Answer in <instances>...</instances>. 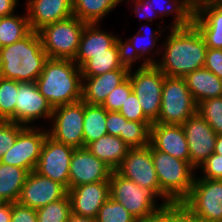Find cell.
I'll use <instances>...</instances> for the list:
<instances>
[{
	"label": "cell",
	"mask_w": 222,
	"mask_h": 222,
	"mask_svg": "<svg viewBox=\"0 0 222 222\" xmlns=\"http://www.w3.org/2000/svg\"><path fill=\"white\" fill-rule=\"evenodd\" d=\"M191 5L195 8L199 4L204 3V2H217V1H222V0H189Z\"/></svg>",
	"instance_id": "52"
},
{
	"label": "cell",
	"mask_w": 222,
	"mask_h": 222,
	"mask_svg": "<svg viewBox=\"0 0 222 222\" xmlns=\"http://www.w3.org/2000/svg\"><path fill=\"white\" fill-rule=\"evenodd\" d=\"M128 77L144 115L154 123L161 109L164 73L156 65H140L134 73L130 69Z\"/></svg>",
	"instance_id": "9"
},
{
	"label": "cell",
	"mask_w": 222,
	"mask_h": 222,
	"mask_svg": "<svg viewBox=\"0 0 222 222\" xmlns=\"http://www.w3.org/2000/svg\"><path fill=\"white\" fill-rule=\"evenodd\" d=\"M37 222H67L71 214L68 195L36 210Z\"/></svg>",
	"instance_id": "35"
},
{
	"label": "cell",
	"mask_w": 222,
	"mask_h": 222,
	"mask_svg": "<svg viewBox=\"0 0 222 222\" xmlns=\"http://www.w3.org/2000/svg\"><path fill=\"white\" fill-rule=\"evenodd\" d=\"M150 145L158 151L190 162L188 142L182 125L153 123L150 128Z\"/></svg>",
	"instance_id": "20"
},
{
	"label": "cell",
	"mask_w": 222,
	"mask_h": 222,
	"mask_svg": "<svg viewBox=\"0 0 222 222\" xmlns=\"http://www.w3.org/2000/svg\"><path fill=\"white\" fill-rule=\"evenodd\" d=\"M19 82L0 77V120L15 123V105Z\"/></svg>",
	"instance_id": "33"
},
{
	"label": "cell",
	"mask_w": 222,
	"mask_h": 222,
	"mask_svg": "<svg viewBox=\"0 0 222 222\" xmlns=\"http://www.w3.org/2000/svg\"><path fill=\"white\" fill-rule=\"evenodd\" d=\"M152 160L160 184L162 203H181L189 194L195 179L190 162L177 159L151 146Z\"/></svg>",
	"instance_id": "4"
},
{
	"label": "cell",
	"mask_w": 222,
	"mask_h": 222,
	"mask_svg": "<svg viewBox=\"0 0 222 222\" xmlns=\"http://www.w3.org/2000/svg\"><path fill=\"white\" fill-rule=\"evenodd\" d=\"M11 222H37L36 210L18 202H14L12 203Z\"/></svg>",
	"instance_id": "44"
},
{
	"label": "cell",
	"mask_w": 222,
	"mask_h": 222,
	"mask_svg": "<svg viewBox=\"0 0 222 222\" xmlns=\"http://www.w3.org/2000/svg\"><path fill=\"white\" fill-rule=\"evenodd\" d=\"M128 121L151 122L143 113L139 100L132 92L118 111Z\"/></svg>",
	"instance_id": "40"
},
{
	"label": "cell",
	"mask_w": 222,
	"mask_h": 222,
	"mask_svg": "<svg viewBox=\"0 0 222 222\" xmlns=\"http://www.w3.org/2000/svg\"><path fill=\"white\" fill-rule=\"evenodd\" d=\"M123 0H73V16L85 23H99Z\"/></svg>",
	"instance_id": "30"
},
{
	"label": "cell",
	"mask_w": 222,
	"mask_h": 222,
	"mask_svg": "<svg viewBox=\"0 0 222 222\" xmlns=\"http://www.w3.org/2000/svg\"><path fill=\"white\" fill-rule=\"evenodd\" d=\"M106 118L107 110L102 105H90L84 102V147L108 134Z\"/></svg>",
	"instance_id": "31"
},
{
	"label": "cell",
	"mask_w": 222,
	"mask_h": 222,
	"mask_svg": "<svg viewBox=\"0 0 222 222\" xmlns=\"http://www.w3.org/2000/svg\"><path fill=\"white\" fill-rule=\"evenodd\" d=\"M183 78L196 104L209 98L222 97V80L205 67Z\"/></svg>",
	"instance_id": "25"
},
{
	"label": "cell",
	"mask_w": 222,
	"mask_h": 222,
	"mask_svg": "<svg viewBox=\"0 0 222 222\" xmlns=\"http://www.w3.org/2000/svg\"><path fill=\"white\" fill-rule=\"evenodd\" d=\"M74 149L47 135L34 171L62 184L69 190V170Z\"/></svg>",
	"instance_id": "12"
},
{
	"label": "cell",
	"mask_w": 222,
	"mask_h": 222,
	"mask_svg": "<svg viewBox=\"0 0 222 222\" xmlns=\"http://www.w3.org/2000/svg\"><path fill=\"white\" fill-rule=\"evenodd\" d=\"M48 59L38 32L0 49V77L17 82H35Z\"/></svg>",
	"instance_id": "2"
},
{
	"label": "cell",
	"mask_w": 222,
	"mask_h": 222,
	"mask_svg": "<svg viewBox=\"0 0 222 222\" xmlns=\"http://www.w3.org/2000/svg\"><path fill=\"white\" fill-rule=\"evenodd\" d=\"M67 222H96V219L92 217L78 216L71 213Z\"/></svg>",
	"instance_id": "50"
},
{
	"label": "cell",
	"mask_w": 222,
	"mask_h": 222,
	"mask_svg": "<svg viewBox=\"0 0 222 222\" xmlns=\"http://www.w3.org/2000/svg\"><path fill=\"white\" fill-rule=\"evenodd\" d=\"M115 171L139 186L151 189L161 198L160 184L152 160L151 145L144 148H131Z\"/></svg>",
	"instance_id": "13"
},
{
	"label": "cell",
	"mask_w": 222,
	"mask_h": 222,
	"mask_svg": "<svg viewBox=\"0 0 222 222\" xmlns=\"http://www.w3.org/2000/svg\"><path fill=\"white\" fill-rule=\"evenodd\" d=\"M214 153L222 156V134L217 135Z\"/></svg>",
	"instance_id": "51"
},
{
	"label": "cell",
	"mask_w": 222,
	"mask_h": 222,
	"mask_svg": "<svg viewBox=\"0 0 222 222\" xmlns=\"http://www.w3.org/2000/svg\"><path fill=\"white\" fill-rule=\"evenodd\" d=\"M26 126L20 125L11 121L0 120V160L2 156L10 149L16 139L18 134Z\"/></svg>",
	"instance_id": "38"
},
{
	"label": "cell",
	"mask_w": 222,
	"mask_h": 222,
	"mask_svg": "<svg viewBox=\"0 0 222 222\" xmlns=\"http://www.w3.org/2000/svg\"><path fill=\"white\" fill-rule=\"evenodd\" d=\"M67 192L62 184L32 171L25 180L17 202L37 210L62 199Z\"/></svg>",
	"instance_id": "17"
},
{
	"label": "cell",
	"mask_w": 222,
	"mask_h": 222,
	"mask_svg": "<svg viewBox=\"0 0 222 222\" xmlns=\"http://www.w3.org/2000/svg\"><path fill=\"white\" fill-rule=\"evenodd\" d=\"M196 112L197 104L186 85L185 79L165 76L161 109L158 119L154 123L182 125Z\"/></svg>",
	"instance_id": "6"
},
{
	"label": "cell",
	"mask_w": 222,
	"mask_h": 222,
	"mask_svg": "<svg viewBox=\"0 0 222 222\" xmlns=\"http://www.w3.org/2000/svg\"><path fill=\"white\" fill-rule=\"evenodd\" d=\"M35 82L53 108L82 100V74L73 60L48 58Z\"/></svg>",
	"instance_id": "3"
},
{
	"label": "cell",
	"mask_w": 222,
	"mask_h": 222,
	"mask_svg": "<svg viewBox=\"0 0 222 222\" xmlns=\"http://www.w3.org/2000/svg\"><path fill=\"white\" fill-rule=\"evenodd\" d=\"M130 69H115L93 77H82V100L90 105H102L109 93L123 83Z\"/></svg>",
	"instance_id": "22"
},
{
	"label": "cell",
	"mask_w": 222,
	"mask_h": 222,
	"mask_svg": "<svg viewBox=\"0 0 222 222\" xmlns=\"http://www.w3.org/2000/svg\"><path fill=\"white\" fill-rule=\"evenodd\" d=\"M128 120L118 111H107L106 128L109 135L119 137L124 134L125 123Z\"/></svg>",
	"instance_id": "43"
},
{
	"label": "cell",
	"mask_w": 222,
	"mask_h": 222,
	"mask_svg": "<svg viewBox=\"0 0 222 222\" xmlns=\"http://www.w3.org/2000/svg\"><path fill=\"white\" fill-rule=\"evenodd\" d=\"M53 110L49 101L40 93L36 82H19L15 105V123L32 126L30 124L39 118L50 120Z\"/></svg>",
	"instance_id": "15"
},
{
	"label": "cell",
	"mask_w": 222,
	"mask_h": 222,
	"mask_svg": "<svg viewBox=\"0 0 222 222\" xmlns=\"http://www.w3.org/2000/svg\"><path fill=\"white\" fill-rule=\"evenodd\" d=\"M132 92V85L128 77L123 83L109 93L102 106L107 111H119L123 103Z\"/></svg>",
	"instance_id": "39"
},
{
	"label": "cell",
	"mask_w": 222,
	"mask_h": 222,
	"mask_svg": "<svg viewBox=\"0 0 222 222\" xmlns=\"http://www.w3.org/2000/svg\"><path fill=\"white\" fill-rule=\"evenodd\" d=\"M152 122L127 121L125 123L124 134L120 138L130 148H144L150 145V128Z\"/></svg>",
	"instance_id": "34"
},
{
	"label": "cell",
	"mask_w": 222,
	"mask_h": 222,
	"mask_svg": "<svg viewBox=\"0 0 222 222\" xmlns=\"http://www.w3.org/2000/svg\"><path fill=\"white\" fill-rule=\"evenodd\" d=\"M29 172L0 162V201L17 202Z\"/></svg>",
	"instance_id": "28"
},
{
	"label": "cell",
	"mask_w": 222,
	"mask_h": 222,
	"mask_svg": "<svg viewBox=\"0 0 222 222\" xmlns=\"http://www.w3.org/2000/svg\"><path fill=\"white\" fill-rule=\"evenodd\" d=\"M204 67L222 80V49L207 48Z\"/></svg>",
	"instance_id": "45"
},
{
	"label": "cell",
	"mask_w": 222,
	"mask_h": 222,
	"mask_svg": "<svg viewBox=\"0 0 222 222\" xmlns=\"http://www.w3.org/2000/svg\"><path fill=\"white\" fill-rule=\"evenodd\" d=\"M71 213L96 218L103 203L110 197L109 181L83 184L68 190Z\"/></svg>",
	"instance_id": "18"
},
{
	"label": "cell",
	"mask_w": 222,
	"mask_h": 222,
	"mask_svg": "<svg viewBox=\"0 0 222 222\" xmlns=\"http://www.w3.org/2000/svg\"><path fill=\"white\" fill-rule=\"evenodd\" d=\"M12 203L0 202V222H11Z\"/></svg>",
	"instance_id": "49"
},
{
	"label": "cell",
	"mask_w": 222,
	"mask_h": 222,
	"mask_svg": "<svg viewBox=\"0 0 222 222\" xmlns=\"http://www.w3.org/2000/svg\"><path fill=\"white\" fill-rule=\"evenodd\" d=\"M86 23L76 16L49 24L38 31L48 58L74 60Z\"/></svg>",
	"instance_id": "5"
},
{
	"label": "cell",
	"mask_w": 222,
	"mask_h": 222,
	"mask_svg": "<svg viewBox=\"0 0 222 222\" xmlns=\"http://www.w3.org/2000/svg\"><path fill=\"white\" fill-rule=\"evenodd\" d=\"M112 169L86 147L75 148L69 170V189L99 181H109Z\"/></svg>",
	"instance_id": "16"
},
{
	"label": "cell",
	"mask_w": 222,
	"mask_h": 222,
	"mask_svg": "<svg viewBox=\"0 0 222 222\" xmlns=\"http://www.w3.org/2000/svg\"><path fill=\"white\" fill-rule=\"evenodd\" d=\"M51 129H46L54 140L74 148H84V101L54 107Z\"/></svg>",
	"instance_id": "10"
},
{
	"label": "cell",
	"mask_w": 222,
	"mask_h": 222,
	"mask_svg": "<svg viewBox=\"0 0 222 222\" xmlns=\"http://www.w3.org/2000/svg\"><path fill=\"white\" fill-rule=\"evenodd\" d=\"M86 148L113 171L120 166L131 149L120 137L109 134L89 143Z\"/></svg>",
	"instance_id": "26"
},
{
	"label": "cell",
	"mask_w": 222,
	"mask_h": 222,
	"mask_svg": "<svg viewBox=\"0 0 222 222\" xmlns=\"http://www.w3.org/2000/svg\"><path fill=\"white\" fill-rule=\"evenodd\" d=\"M166 222H203L193 216L182 204L166 205Z\"/></svg>",
	"instance_id": "42"
},
{
	"label": "cell",
	"mask_w": 222,
	"mask_h": 222,
	"mask_svg": "<svg viewBox=\"0 0 222 222\" xmlns=\"http://www.w3.org/2000/svg\"><path fill=\"white\" fill-rule=\"evenodd\" d=\"M134 222H166V206L152 215L135 218Z\"/></svg>",
	"instance_id": "47"
},
{
	"label": "cell",
	"mask_w": 222,
	"mask_h": 222,
	"mask_svg": "<svg viewBox=\"0 0 222 222\" xmlns=\"http://www.w3.org/2000/svg\"><path fill=\"white\" fill-rule=\"evenodd\" d=\"M109 186L110 197L121 203L135 218L152 215L166 206L164 203L157 205L159 197L151 189L139 186L116 171L111 173Z\"/></svg>",
	"instance_id": "7"
},
{
	"label": "cell",
	"mask_w": 222,
	"mask_h": 222,
	"mask_svg": "<svg viewBox=\"0 0 222 222\" xmlns=\"http://www.w3.org/2000/svg\"><path fill=\"white\" fill-rule=\"evenodd\" d=\"M146 1L150 3L152 10H155V12H157L159 18L168 16L170 14L175 15L173 17L174 19L173 24H171V28L189 27L193 23L194 7L191 5L189 0H165L168 2H166L164 8L162 7L163 4L160 3V0ZM155 7H158V9H156Z\"/></svg>",
	"instance_id": "29"
},
{
	"label": "cell",
	"mask_w": 222,
	"mask_h": 222,
	"mask_svg": "<svg viewBox=\"0 0 222 222\" xmlns=\"http://www.w3.org/2000/svg\"><path fill=\"white\" fill-rule=\"evenodd\" d=\"M192 24L207 48L222 49V1L204 2L195 7Z\"/></svg>",
	"instance_id": "19"
},
{
	"label": "cell",
	"mask_w": 222,
	"mask_h": 222,
	"mask_svg": "<svg viewBox=\"0 0 222 222\" xmlns=\"http://www.w3.org/2000/svg\"><path fill=\"white\" fill-rule=\"evenodd\" d=\"M142 29L140 28V30L137 32V35L130 37L127 39V41H122L123 43V51H124V59L125 62L127 64H129L130 66H132L136 61H138L140 58L144 59L143 63H141V65H156L158 61L154 60L153 58H151V56L146 57L144 55H148L147 53H150L153 51L152 49H154V47L156 46V41L158 40V38L160 37V34L164 31H162V29H160V25H159V29L156 31H151L146 37L148 40L141 45L140 39L144 36L142 33ZM141 39V40H142ZM144 40V39H143ZM142 40V42H143ZM140 44V45H139ZM149 44V46H148Z\"/></svg>",
	"instance_id": "27"
},
{
	"label": "cell",
	"mask_w": 222,
	"mask_h": 222,
	"mask_svg": "<svg viewBox=\"0 0 222 222\" xmlns=\"http://www.w3.org/2000/svg\"><path fill=\"white\" fill-rule=\"evenodd\" d=\"M26 5L29 25L35 32L73 16V0H29Z\"/></svg>",
	"instance_id": "21"
},
{
	"label": "cell",
	"mask_w": 222,
	"mask_h": 222,
	"mask_svg": "<svg viewBox=\"0 0 222 222\" xmlns=\"http://www.w3.org/2000/svg\"><path fill=\"white\" fill-rule=\"evenodd\" d=\"M115 69H132L124 59L123 43L120 38L111 48L109 53L93 54L81 67L82 77H93Z\"/></svg>",
	"instance_id": "24"
},
{
	"label": "cell",
	"mask_w": 222,
	"mask_h": 222,
	"mask_svg": "<svg viewBox=\"0 0 222 222\" xmlns=\"http://www.w3.org/2000/svg\"><path fill=\"white\" fill-rule=\"evenodd\" d=\"M134 1V13H136L137 16L142 19H147L148 22H152L153 18L159 17L157 12L155 10H152L150 3H148L146 0H133ZM156 13V14H155ZM154 14V15H153Z\"/></svg>",
	"instance_id": "46"
},
{
	"label": "cell",
	"mask_w": 222,
	"mask_h": 222,
	"mask_svg": "<svg viewBox=\"0 0 222 222\" xmlns=\"http://www.w3.org/2000/svg\"><path fill=\"white\" fill-rule=\"evenodd\" d=\"M182 126L188 142L190 163L198 169L214 153L217 134L198 112L186 120Z\"/></svg>",
	"instance_id": "14"
},
{
	"label": "cell",
	"mask_w": 222,
	"mask_h": 222,
	"mask_svg": "<svg viewBox=\"0 0 222 222\" xmlns=\"http://www.w3.org/2000/svg\"><path fill=\"white\" fill-rule=\"evenodd\" d=\"M96 222H134L135 217L119 202L111 197L99 209Z\"/></svg>",
	"instance_id": "37"
},
{
	"label": "cell",
	"mask_w": 222,
	"mask_h": 222,
	"mask_svg": "<svg viewBox=\"0 0 222 222\" xmlns=\"http://www.w3.org/2000/svg\"><path fill=\"white\" fill-rule=\"evenodd\" d=\"M18 0H0V17H6L15 14Z\"/></svg>",
	"instance_id": "48"
},
{
	"label": "cell",
	"mask_w": 222,
	"mask_h": 222,
	"mask_svg": "<svg viewBox=\"0 0 222 222\" xmlns=\"http://www.w3.org/2000/svg\"><path fill=\"white\" fill-rule=\"evenodd\" d=\"M203 222L222 219V180L196 178L188 196L180 203Z\"/></svg>",
	"instance_id": "8"
},
{
	"label": "cell",
	"mask_w": 222,
	"mask_h": 222,
	"mask_svg": "<svg viewBox=\"0 0 222 222\" xmlns=\"http://www.w3.org/2000/svg\"><path fill=\"white\" fill-rule=\"evenodd\" d=\"M47 135L48 131H42L41 127L26 126L0 162L24 168L28 172L34 171Z\"/></svg>",
	"instance_id": "11"
},
{
	"label": "cell",
	"mask_w": 222,
	"mask_h": 222,
	"mask_svg": "<svg viewBox=\"0 0 222 222\" xmlns=\"http://www.w3.org/2000/svg\"><path fill=\"white\" fill-rule=\"evenodd\" d=\"M202 175L199 178L222 180V156L212 153L206 161L198 167ZM204 175V176H203Z\"/></svg>",
	"instance_id": "41"
},
{
	"label": "cell",
	"mask_w": 222,
	"mask_h": 222,
	"mask_svg": "<svg viewBox=\"0 0 222 222\" xmlns=\"http://www.w3.org/2000/svg\"><path fill=\"white\" fill-rule=\"evenodd\" d=\"M24 14L0 17V43L2 47L21 40L32 31L27 13Z\"/></svg>",
	"instance_id": "32"
},
{
	"label": "cell",
	"mask_w": 222,
	"mask_h": 222,
	"mask_svg": "<svg viewBox=\"0 0 222 222\" xmlns=\"http://www.w3.org/2000/svg\"><path fill=\"white\" fill-rule=\"evenodd\" d=\"M166 41L162 43V58L156 66L168 77L183 78L188 73L204 67L207 46L197 28H169Z\"/></svg>",
	"instance_id": "1"
},
{
	"label": "cell",
	"mask_w": 222,
	"mask_h": 222,
	"mask_svg": "<svg viewBox=\"0 0 222 222\" xmlns=\"http://www.w3.org/2000/svg\"><path fill=\"white\" fill-rule=\"evenodd\" d=\"M197 112L213 128L222 134V97L209 98L197 104Z\"/></svg>",
	"instance_id": "36"
},
{
	"label": "cell",
	"mask_w": 222,
	"mask_h": 222,
	"mask_svg": "<svg viewBox=\"0 0 222 222\" xmlns=\"http://www.w3.org/2000/svg\"><path fill=\"white\" fill-rule=\"evenodd\" d=\"M98 26V27H97ZM120 37L114 36L99 28V23H86L79 41L74 62L80 68L93 54L109 53Z\"/></svg>",
	"instance_id": "23"
}]
</instances>
